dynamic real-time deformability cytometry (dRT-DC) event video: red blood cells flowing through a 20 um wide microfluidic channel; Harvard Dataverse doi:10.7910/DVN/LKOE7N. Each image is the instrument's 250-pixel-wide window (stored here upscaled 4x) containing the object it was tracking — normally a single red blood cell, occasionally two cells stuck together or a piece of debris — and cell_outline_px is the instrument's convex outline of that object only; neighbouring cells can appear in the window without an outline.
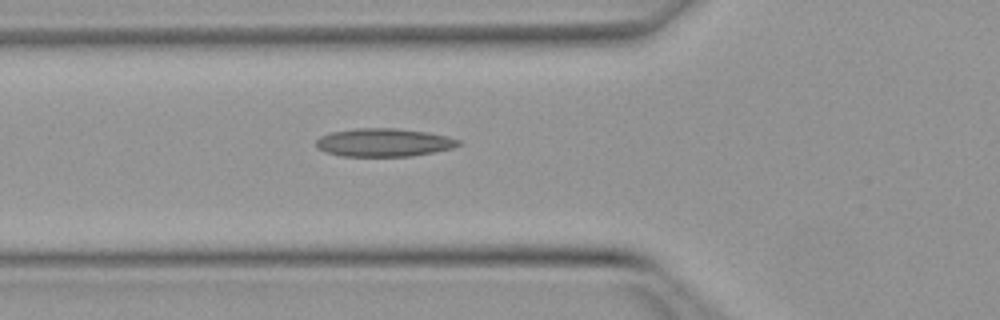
{"species": "Egyptian fruit bat (a non-hibernating species)", "species_latin": "Rousettus aegyptiacus", "temperature_condition": "warm", "stored_images_in_passage": 32, "camera_frame_rate_fps": 3000, "um_per_image_px": 0.085, "animal": {"sex": "female"}, "frame": {"image": 1, "passage_image": 4, "time_ms": 1.0, "image_size_px": [1000, 320], "cell_outline_px": [[464, 144], [452, 148], [412, 156], [344, 156], [324, 152], [316, 148], [316, 140], [320, 136], [332, 132], [356, 128], [396, 128], [428, 132], [448, 136], [460, 140]], "centroid_in_image_um": [32.64, 12.11], "position_along_channel_um": 93.2, "area_um2": 23.52}}
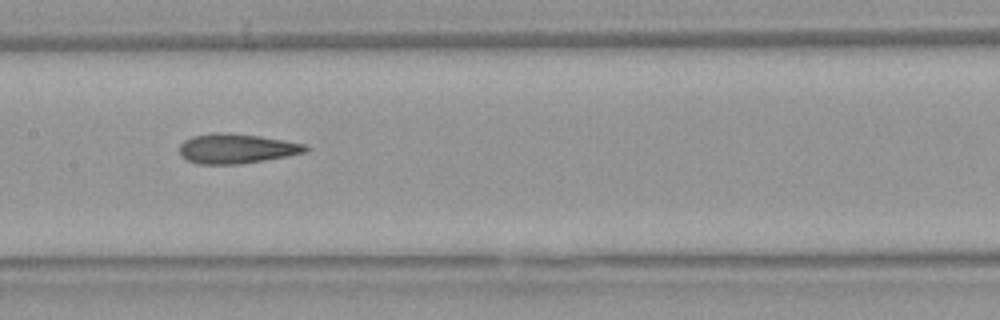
{"frame": {"image": 2, "passage_image": 11, "time_ms": 3.333, "image_size_px": [1000, 320], "cell_outline_px": [[312, 148], [308, 152], [236, 164], [196, 164], [180, 156], [180, 144], [184, 140], [192, 136], [212, 132], [228, 132], [260, 136], [284, 140], [304, 144]], "centroid_in_image_um": [20.07, 12.61], "position_along_channel_um": 187.3, "area_um2": 21.85}}
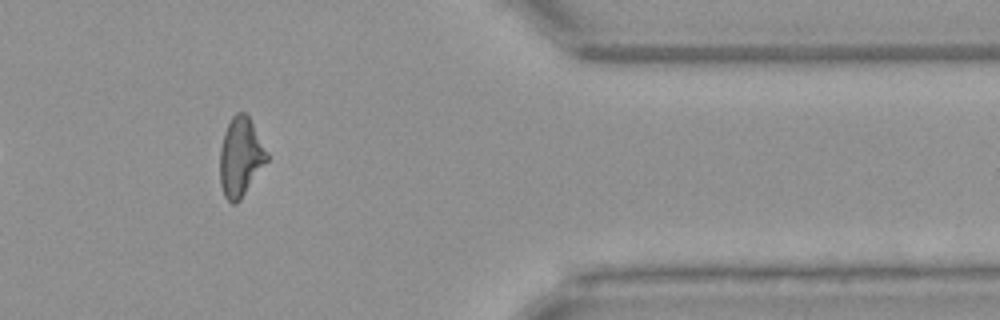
{"frame": {"image": 3, "passage_image": 28, "time_ms": 9.0, "image_size_px": [1000, 320], "cell_outline_px": [[268, 160], [240, 200], [236, 204], [232, 204], [224, 196], [220, 184], [220, 148], [224, 132], [232, 116], [236, 112], [244, 112], [248, 116], [268, 152]], "centroid_in_image_um": [20.44, 13.36], "position_along_channel_um": 391.0, "area_um2": 21.56}, "authors_computed_cell_mechanics": {"area_um2": 21.5305, "velocity_mm_per_s": 4.0073, "shape_relaxation_time_tau1_ms": 9.4537, "shape_relaxation_time_tau2_ms": 1.5714, "deformation_change_tau1": 0.2671, "deformation_change_tau2": 0.1163}}